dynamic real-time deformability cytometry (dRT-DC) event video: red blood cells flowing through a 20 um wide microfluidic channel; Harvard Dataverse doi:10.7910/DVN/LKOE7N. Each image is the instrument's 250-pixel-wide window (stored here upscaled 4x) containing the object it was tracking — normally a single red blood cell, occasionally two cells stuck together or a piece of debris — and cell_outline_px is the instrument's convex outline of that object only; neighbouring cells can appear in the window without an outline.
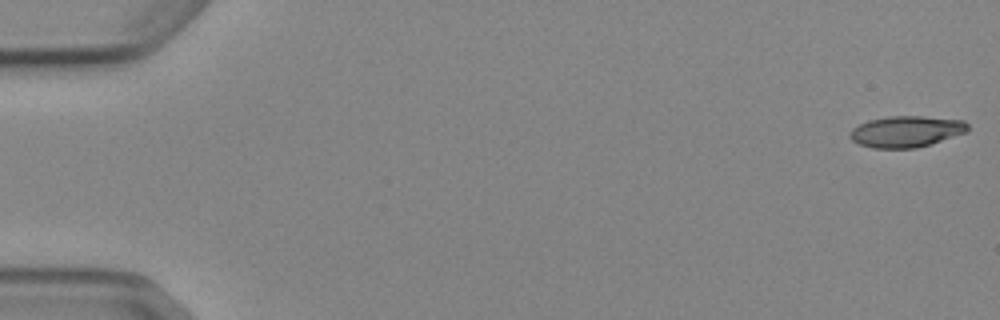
{"species": "Egyptian fruit bat (a non-hibernating species)", "species_latin": "Rousettus aegyptiacus", "temperature_condition": "cold", "stored_images_in_passage": 5, "camera_frame_rate_fps": 3000, "um_per_image_px": 0.085, "animal": {"sex": "female"}, "frame": {"image": 1, "passage_image": 1, "time_ms": 0.0, "image_size_px": [1000, 320], "cell_outline_px": [[968, 132], [916, 148], [872, 148], [860, 144], [852, 140], [848, 136], [848, 132], [852, 128], [868, 120], [888, 116], [920, 116], [964, 120], [968, 124]], "centroid_in_image_um": [77.01, 11.17], "position_along_channel_um": 8.0, "area_um2": 21.5}}
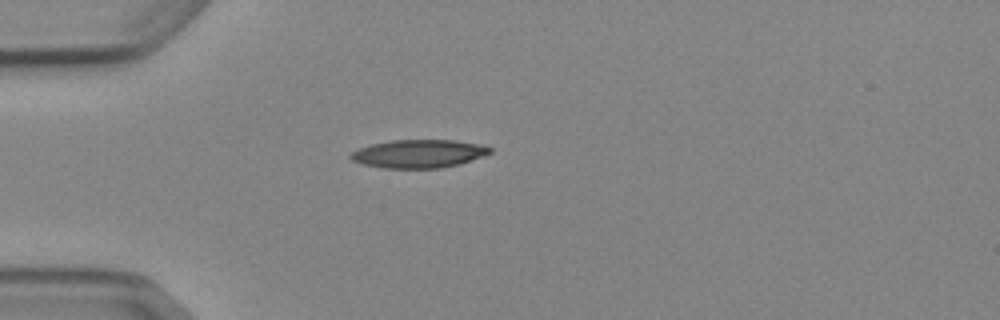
{"frame": {"image": 2, "passage_image": 5, "time_ms": 4.667, "image_size_px": [1000, 320], "cell_outline_px": [[492, 152], [460, 164], [440, 168], [384, 168], [364, 164], [352, 160], [348, 156], [352, 152], [360, 148], [372, 144], [392, 140], [452, 140], [484, 144], [492, 148]], "centroid_in_image_um": [35.62, 13.06], "position_along_channel_um": 49.4, "area_um2": 22.83}}